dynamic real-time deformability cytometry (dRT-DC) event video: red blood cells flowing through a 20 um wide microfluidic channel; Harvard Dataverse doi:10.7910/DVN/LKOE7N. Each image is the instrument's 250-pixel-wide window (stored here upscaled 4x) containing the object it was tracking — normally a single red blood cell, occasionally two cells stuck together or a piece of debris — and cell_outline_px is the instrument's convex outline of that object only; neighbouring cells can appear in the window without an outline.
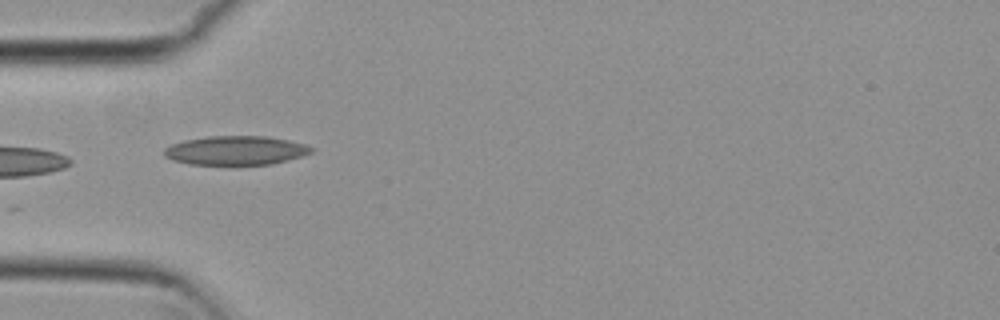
{"species": "common noctule bat (a hibernating species)", "species_latin": "Nyctalus noctula", "temperature_condition": "cold", "stored_images_in_passage": 16, "camera_frame_rate_fps": 3000, "um_per_image_px": 0.085, "animal": {"sex": "female", "body_mass_g": 29.2, "forearm_length_mm": 56.3}, "frame": {"image": 1, "passage_image": 1, "time_ms": 0.0, "image_size_px": [1000, 320], "cell_outline_px": [[316, 148], [312, 152], [304, 156], [272, 164], [188, 164], [172, 160], [164, 156], [164, 148], [172, 144], [184, 140], [208, 136], [268, 136], [288, 140], [304, 144]], "centroid_in_image_um": [20.06, 12.78], "position_along_channel_um": 64.9, "area_um2": 24.97}}